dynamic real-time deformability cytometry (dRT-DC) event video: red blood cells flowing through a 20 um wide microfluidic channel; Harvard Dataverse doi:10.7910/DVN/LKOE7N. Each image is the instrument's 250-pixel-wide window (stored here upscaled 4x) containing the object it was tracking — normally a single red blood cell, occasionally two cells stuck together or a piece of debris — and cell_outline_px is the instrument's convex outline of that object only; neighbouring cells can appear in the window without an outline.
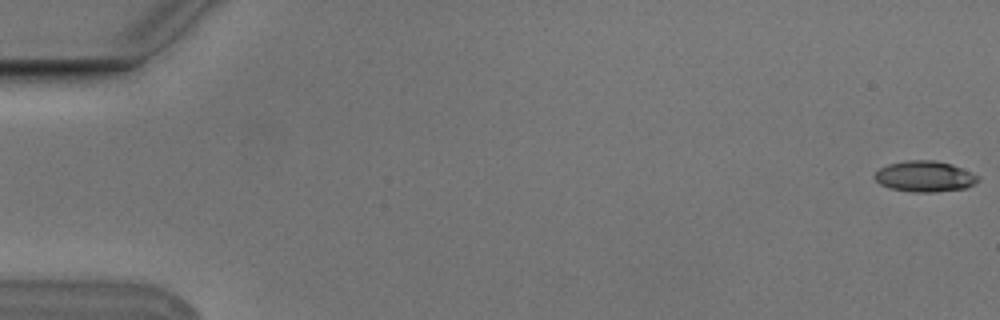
{"species": "Egyptian fruit bat (a non-hibernating species)", "species_latin": "Rousettus aegyptiacus", "temperature_condition": "cold", "stored_images_in_passage": 6, "segment_of_instrument_passage": [1, 2], "camera_frame_rate_fps": 3000, "um_per_image_px": 0.085, "animal": {"sex": "male"}, "frame": {"image": 1, "passage_image": 1, "time_ms": 0.0, "image_size_px": [1000, 320], "cell_outline_px": [[980, 180], [964, 188], [932, 192], [912, 192], [892, 188], [880, 184], [872, 176], [880, 168], [888, 164], [908, 160], [936, 160], [952, 164], [980, 176]], "centroid_in_image_um": [78.6, 14.98], "position_along_channel_um": 6.4, "area_um2": 18.5}}
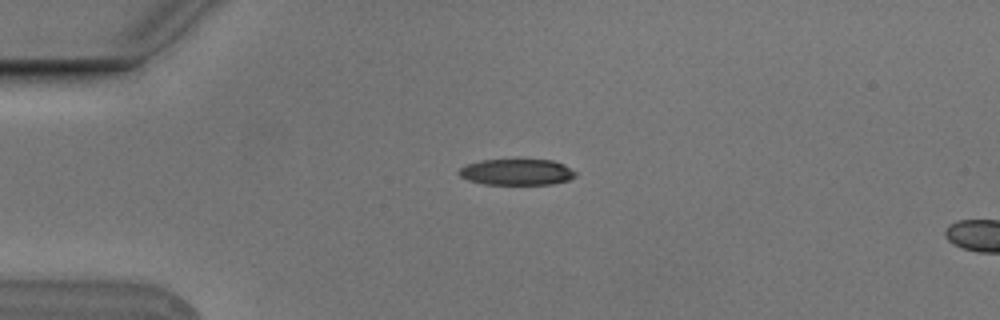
{"frame": {"image": 2, "passage_image": 4, "time_ms": 1.0, "image_size_px": [1000, 320], "cell_outline_px": [[576, 176], [568, 180], [552, 184], [484, 184], [468, 180], [460, 176], [456, 172], [460, 168], [468, 164], [480, 160], [552, 160], [564, 164], [576, 172]], "centroid_in_image_um": [43.91, 14.62], "position_along_channel_um": 41.1, "area_um2": 17.69}}